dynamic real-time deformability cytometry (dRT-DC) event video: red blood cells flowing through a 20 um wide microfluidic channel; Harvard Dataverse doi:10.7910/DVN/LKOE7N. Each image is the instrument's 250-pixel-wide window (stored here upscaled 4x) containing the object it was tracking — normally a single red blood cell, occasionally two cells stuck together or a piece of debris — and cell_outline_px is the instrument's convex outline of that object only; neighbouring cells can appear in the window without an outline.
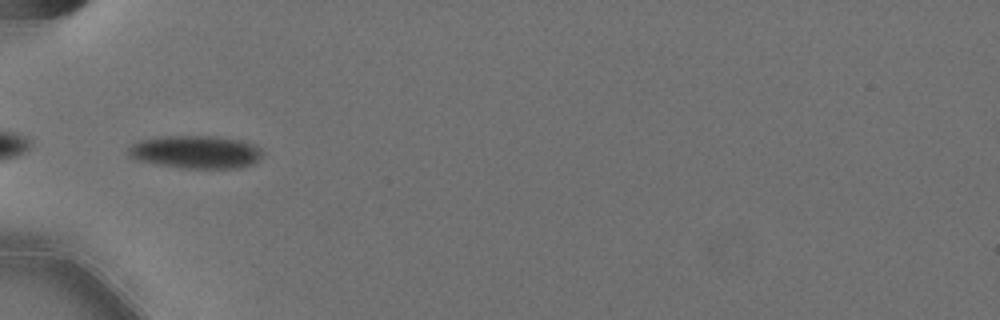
{"species": "Egyptian fruit bat (a non-hibernating species)", "species_latin": "Rousettus aegyptiacus", "temperature_condition": "cold", "stored_images_in_passage": 38, "camera_frame_rate_fps": 3000, "um_per_image_px": 0.085, "animal": {"sex": "female"}, "frame": {"image": 1, "passage_image": 1, "time_ms": 0.0, "image_size_px": [1000, 320], "cell_outline_px": [[264, 152], [252, 164], [240, 168], [180, 168], [132, 160], [128, 156], [128, 148], [132, 144], [140, 140], [168, 136], [216, 136], [240, 140], [252, 144], [260, 148]], "centroid_in_image_um": [16.6, 12.93], "position_along_channel_um": 68.4, "area_um2": 25.84}}
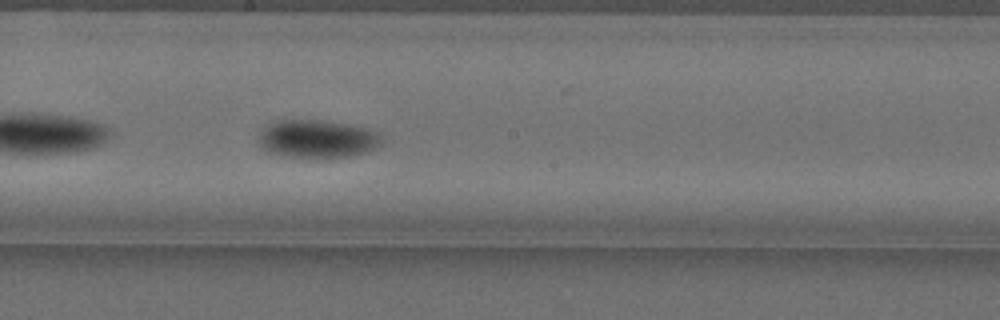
{"frame": {"image": 2, "passage_image": 14, "time_ms": 4.333, "image_size_px": [1000, 320], "cell_outline_px": [[384, 144], [368, 152], [328, 160], [288, 156], [268, 152], [260, 148], [256, 140], [260, 132], [268, 124], [276, 120], [324, 120], [352, 124], [368, 128], [376, 132], [384, 140]], "centroid_in_image_um": [26.98, 11.83], "position_along_channel_um": 221.2, "area_um2": 28.32}}
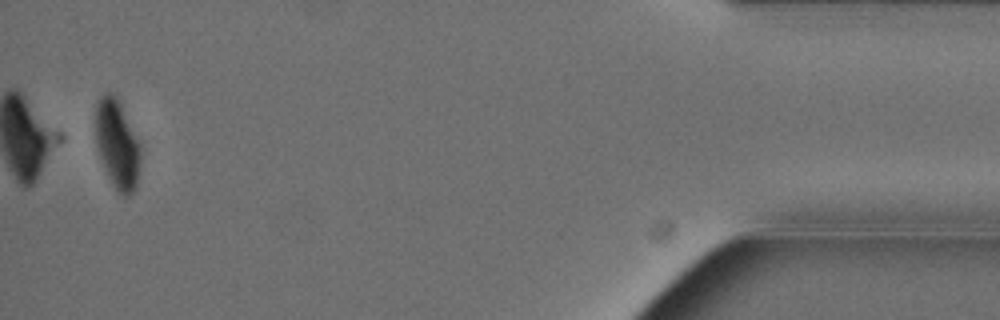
{"frame": {"image": 3, "passage_image": 37, "time_ms": 12.0, "image_size_px": [1000, 320], "cell_outline_px": [[140, 164], [136, 188], [128, 196], [120, 196], [112, 184], [108, 176], [100, 156], [96, 144], [96, 104], [100, 96], [104, 92], [112, 92], [120, 100], [140, 144]], "centroid_in_image_um": [9.97, 12.24], "position_along_channel_um": 425.2, "area_um2": 23.52}, "authors_computed_cell_mechanics": {"area_um2": 26.2412, "velocity_mm_per_s": 3.5785, "shape_relaxation_time_tau1_ms": 4.0798, "shape_relaxation_time_tau2_ms": 3.428, "deformation_change_tau1": 0.1205, "deformation_change_tau2": 0.0396}}